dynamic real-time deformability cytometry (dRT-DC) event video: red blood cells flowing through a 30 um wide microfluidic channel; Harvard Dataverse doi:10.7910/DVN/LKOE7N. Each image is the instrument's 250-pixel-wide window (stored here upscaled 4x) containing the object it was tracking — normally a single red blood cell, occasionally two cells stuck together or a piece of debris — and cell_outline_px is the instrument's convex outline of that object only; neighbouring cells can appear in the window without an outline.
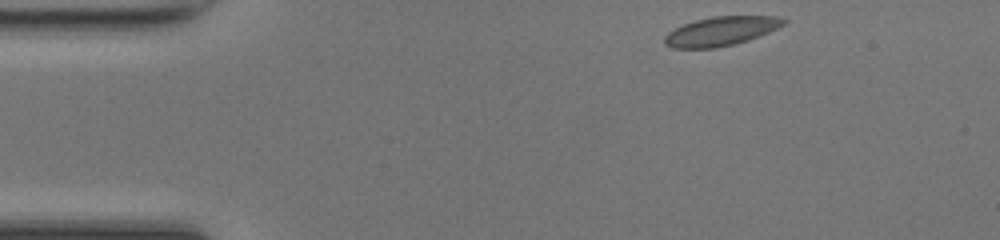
{"species": "common noctule bat (a hibernating species)", "species_latin": "Nyctalus noctula", "temperature_condition": "room temperature", "stored_images_in_passage": 44, "segment_of_instrument_passage": [1, 2], "camera_frame_rate_fps": 3000, "um_per_image_px": 0.085, "animal": {"sex": "female", "body_mass_g": 17.0, "forearm_length_mm": 48.0}, "frame": {"image": 1, "passage_image": 1, "time_ms": 0.0, "image_size_px": [1000, 240], "cell_outline_px": [[788, 20], [784, 24], [768, 32], [748, 40], [716, 48], [672, 48], [664, 44], [664, 36], [668, 32], [684, 24], [696, 20], [712, 16], [776, 16]], "centroid_in_image_um": [61.26, 2.65], "position_along_channel_um": 23.7, "area_um2": 20.0}}
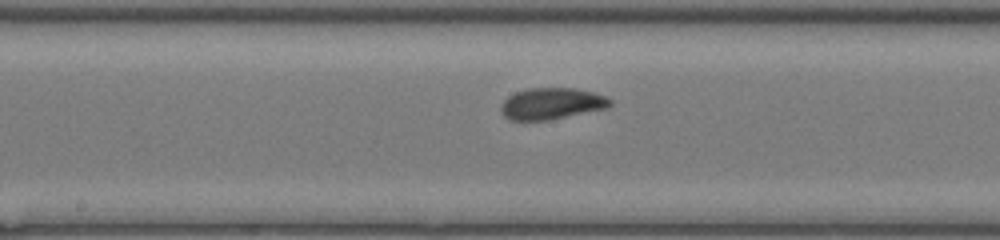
{"frame": {"image": 2, "passage_image": 19, "time_ms": 6.0, "image_size_px": [1000, 240], "cell_outline_px": [[612, 104], [608, 108], [548, 120], [512, 120], [504, 116], [500, 108], [504, 100], [508, 96], [516, 92], [528, 88], [576, 88], [592, 92], [604, 96], [612, 100]], "centroid_in_image_um": [46.9, 8.8], "position_along_channel_um": 201.3, "area_um2": 19.94}}
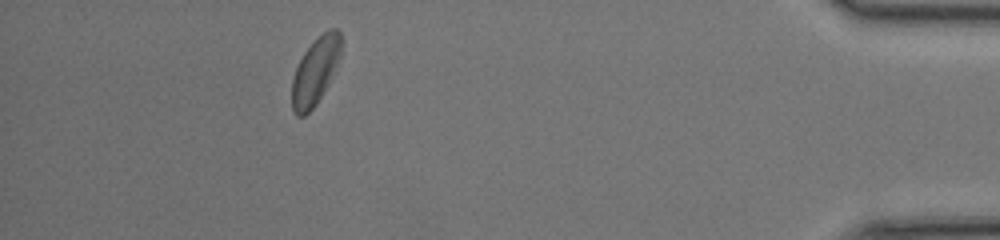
{"frame": {"image": 3, "passage_image": 38, "time_ms": 12.333, "image_size_px": [1000, 240], "cell_outline_px": [[340, 56], [316, 104], [304, 116], [296, 116], [292, 108], [292, 80], [296, 68], [304, 52], [328, 28], [336, 28], [340, 32]], "centroid_in_image_um": [26.77, 6.05], "position_along_channel_um": 408.4, "area_um2": 18.32}}